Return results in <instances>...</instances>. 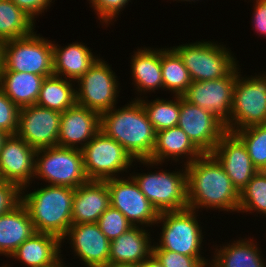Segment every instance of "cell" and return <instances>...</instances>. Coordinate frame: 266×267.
Returning a JSON list of instances; mask_svg holds the SVG:
<instances>
[{
    "label": "cell",
    "instance_id": "obj_5",
    "mask_svg": "<svg viewBox=\"0 0 266 267\" xmlns=\"http://www.w3.org/2000/svg\"><path fill=\"white\" fill-rule=\"evenodd\" d=\"M2 71L34 73L45 77L54 75L52 42L34 32L5 41Z\"/></svg>",
    "mask_w": 266,
    "mask_h": 267
},
{
    "label": "cell",
    "instance_id": "obj_29",
    "mask_svg": "<svg viewBox=\"0 0 266 267\" xmlns=\"http://www.w3.org/2000/svg\"><path fill=\"white\" fill-rule=\"evenodd\" d=\"M247 241V242H246ZM254 241L238 240L232 245L220 247L213 263L217 267H266Z\"/></svg>",
    "mask_w": 266,
    "mask_h": 267
},
{
    "label": "cell",
    "instance_id": "obj_8",
    "mask_svg": "<svg viewBox=\"0 0 266 267\" xmlns=\"http://www.w3.org/2000/svg\"><path fill=\"white\" fill-rule=\"evenodd\" d=\"M195 211H164L159 213L157 223L163 222L160 245L152 250H169L179 254L201 257L202 230L196 220Z\"/></svg>",
    "mask_w": 266,
    "mask_h": 267
},
{
    "label": "cell",
    "instance_id": "obj_32",
    "mask_svg": "<svg viewBox=\"0 0 266 267\" xmlns=\"http://www.w3.org/2000/svg\"><path fill=\"white\" fill-rule=\"evenodd\" d=\"M175 100L156 99L152 102L137 99L143 106L149 121L155 131H162L171 127H176L180 114V96H175Z\"/></svg>",
    "mask_w": 266,
    "mask_h": 267
},
{
    "label": "cell",
    "instance_id": "obj_1",
    "mask_svg": "<svg viewBox=\"0 0 266 267\" xmlns=\"http://www.w3.org/2000/svg\"><path fill=\"white\" fill-rule=\"evenodd\" d=\"M184 168L189 209L201 206L238 212L240 192L212 154H203Z\"/></svg>",
    "mask_w": 266,
    "mask_h": 267
},
{
    "label": "cell",
    "instance_id": "obj_22",
    "mask_svg": "<svg viewBox=\"0 0 266 267\" xmlns=\"http://www.w3.org/2000/svg\"><path fill=\"white\" fill-rule=\"evenodd\" d=\"M34 233L36 230L30 214L20 201L10 211L0 215V254L11 256Z\"/></svg>",
    "mask_w": 266,
    "mask_h": 267
},
{
    "label": "cell",
    "instance_id": "obj_6",
    "mask_svg": "<svg viewBox=\"0 0 266 267\" xmlns=\"http://www.w3.org/2000/svg\"><path fill=\"white\" fill-rule=\"evenodd\" d=\"M182 59L192 81L223 78L237 65L224 46L212 42H196L172 48Z\"/></svg>",
    "mask_w": 266,
    "mask_h": 267
},
{
    "label": "cell",
    "instance_id": "obj_13",
    "mask_svg": "<svg viewBox=\"0 0 266 267\" xmlns=\"http://www.w3.org/2000/svg\"><path fill=\"white\" fill-rule=\"evenodd\" d=\"M177 126L203 154H211L221 137L227 132L225 124L214 114L189 103L182 96H180Z\"/></svg>",
    "mask_w": 266,
    "mask_h": 267
},
{
    "label": "cell",
    "instance_id": "obj_25",
    "mask_svg": "<svg viewBox=\"0 0 266 267\" xmlns=\"http://www.w3.org/2000/svg\"><path fill=\"white\" fill-rule=\"evenodd\" d=\"M52 48L54 75L62 74L65 79L78 80L97 61L91 50L78 42L61 49L52 43Z\"/></svg>",
    "mask_w": 266,
    "mask_h": 267
},
{
    "label": "cell",
    "instance_id": "obj_34",
    "mask_svg": "<svg viewBox=\"0 0 266 267\" xmlns=\"http://www.w3.org/2000/svg\"><path fill=\"white\" fill-rule=\"evenodd\" d=\"M258 211L266 214V171L259 170L240 191L238 212Z\"/></svg>",
    "mask_w": 266,
    "mask_h": 267
},
{
    "label": "cell",
    "instance_id": "obj_14",
    "mask_svg": "<svg viewBox=\"0 0 266 267\" xmlns=\"http://www.w3.org/2000/svg\"><path fill=\"white\" fill-rule=\"evenodd\" d=\"M105 182L110 194V206L119 210L132 226H139L138 223L148 226L157 223L159 212L141 192L132 177L128 180L116 177Z\"/></svg>",
    "mask_w": 266,
    "mask_h": 267
},
{
    "label": "cell",
    "instance_id": "obj_36",
    "mask_svg": "<svg viewBox=\"0 0 266 267\" xmlns=\"http://www.w3.org/2000/svg\"><path fill=\"white\" fill-rule=\"evenodd\" d=\"M152 254L163 267H206L204 257H192L169 250H152Z\"/></svg>",
    "mask_w": 266,
    "mask_h": 267
},
{
    "label": "cell",
    "instance_id": "obj_21",
    "mask_svg": "<svg viewBox=\"0 0 266 267\" xmlns=\"http://www.w3.org/2000/svg\"><path fill=\"white\" fill-rule=\"evenodd\" d=\"M186 155L189 158L184 165H188L203 153L193 144L187 134L178 126L156 132L155 146L149 160H140L141 163L157 165L169 157L178 160L177 157ZM188 155L190 157H188Z\"/></svg>",
    "mask_w": 266,
    "mask_h": 267
},
{
    "label": "cell",
    "instance_id": "obj_46",
    "mask_svg": "<svg viewBox=\"0 0 266 267\" xmlns=\"http://www.w3.org/2000/svg\"><path fill=\"white\" fill-rule=\"evenodd\" d=\"M63 262L60 260V258L55 261L53 264L46 266V267H64V265L62 264ZM67 267V266H65Z\"/></svg>",
    "mask_w": 266,
    "mask_h": 267
},
{
    "label": "cell",
    "instance_id": "obj_12",
    "mask_svg": "<svg viewBox=\"0 0 266 267\" xmlns=\"http://www.w3.org/2000/svg\"><path fill=\"white\" fill-rule=\"evenodd\" d=\"M104 61L97 58V61L89 70L80 77L76 90L77 105L86 107L99 114L111 110L115 106L116 96L118 97V81L116 76Z\"/></svg>",
    "mask_w": 266,
    "mask_h": 267
},
{
    "label": "cell",
    "instance_id": "obj_3",
    "mask_svg": "<svg viewBox=\"0 0 266 267\" xmlns=\"http://www.w3.org/2000/svg\"><path fill=\"white\" fill-rule=\"evenodd\" d=\"M75 189L48 185L21 196L36 232L49 233L65 239L72 225Z\"/></svg>",
    "mask_w": 266,
    "mask_h": 267
},
{
    "label": "cell",
    "instance_id": "obj_47",
    "mask_svg": "<svg viewBox=\"0 0 266 267\" xmlns=\"http://www.w3.org/2000/svg\"><path fill=\"white\" fill-rule=\"evenodd\" d=\"M210 267H217L213 262H212V264L210 263Z\"/></svg>",
    "mask_w": 266,
    "mask_h": 267
},
{
    "label": "cell",
    "instance_id": "obj_43",
    "mask_svg": "<svg viewBox=\"0 0 266 267\" xmlns=\"http://www.w3.org/2000/svg\"><path fill=\"white\" fill-rule=\"evenodd\" d=\"M105 267H143L142 264L110 263Z\"/></svg>",
    "mask_w": 266,
    "mask_h": 267
},
{
    "label": "cell",
    "instance_id": "obj_26",
    "mask_svg": "<svg viewBox=\"0 0 266 267\" xmlns=\"http://www.w3.org/2000/svg\"><path fill=\"white\" fill-rule=\"evenodd\" d=\"M45 76L26 72L1 71L0 89L19 108L35 105Z\"/></svg>",
    "mask_w": 266,
    "mask_h": 267
},
{
    "label": "cell",
    "instance_id": "obj_10",
    "mask_svg": "<svg viewBox=\"0 0 266 267\" xmlns=\"http://www.w3.org/2000/svg\"><path fill=\"white\" fill-rule=\"evenodd\" d=\"M158 172L131 176L141 192L160 212L188 208L187 173Z\"/></svg>",
    "mask_w": 266,
    "mask_h": 267
},
{
    "label": "cell",
    "instance_id": "obj_45",
    "mask_svg": "<svg viewBox=\"0 0 266 267\" xmlns=\"http://www.w3.org/2000/svg\"><path fill=\"white\" fill-rule=\"evenodd\" d=\"M3 45L4 42L0 41V73L2 71V65H3Z\"/></svg>",
    "mask_w": 266,
    "mask_h": 267
},
{
    "label": "cell",
    "instance_id": "obj_28",
    "mask_svg": "<svg viewBox=\"0 0 266 267\" xmlns=\"http://www.w3.org/2000/svg\"><path fill=\"white\" fill-rule=\"evenodd\" d=\"M71 81L56 75L45 77L36 105L60 113L75 106L76 90Z\"/></svg>",
    "mask_w": 266,
    "mask_h": 267
},
{
    "label": "cell",
    "instance_id": "obj_40",
    "mask_svg": "<svg viewBox=\"0 0 266 267\" xmlns=\"http://www.w3.org/2000/svg\"><path fill=\"white\" fill-rule=\"evenodd\" d=\"M17 7L24 11L32 20L35 15L41 14L52 0H11Z\"/></svg>",
    "mask_w": 266,
    "mask_h": 267
},
{
    "label": "cell",
    "instance_id": "obj_18",
    "mask_svg": "<svg viewBox=\"0 0 266 267\" xmlns=\"http://www.w3.org/2000/svg\"><path fill=\"white\" fill-rule=\"evenodd\" d=\"M72 248L87 267H105L109 264L110 241L97 223L72 224L65 235Z\"/></svg>",
    "mask_w": 266,
    "mask_h": 267
},
{
    "label": "cell",
    "instance_id": "obj_9",
    "mask_svg": "<svg viewBox=\"0 0 266 267\" xmlns=\"http://www.w3.org/2000/svg\"><path fill=\"white\" fill-rule=\"evenodd\" d=\"M240 78L242 77L238 73L230 124L226 127L228 132L233 133L239 129L266 124V75Z\"/></svg>",
    "mask_w": 266,
    "mask_h": 267
},
{
    "label": "cell",
    "instance_id": "obj_4",
    "mask_svg": "<svg viewBox=\"0 0 266 267\" xmlns=\"http://www.w3.org/2000/svg\"><path fill=\"white\" fill-rule=\"evenodd\" d=\"M35 157L34 176L43 178L51 183L49 185L76 189L89 181L85 174L81 149L60 146L42 148L36 151Z\"/></svg>",
    "mask_w": 266,
    "mask_h": 267
},
{
    "label": "cell",
    "instance_id": "obj_24",
    "mask_svg": "<svg viewBox=\"0 0 266 267\" xmlns=\"http://www.w3.org/2000/svg\"><path fill=\"white\" fill-rule=\"evenodd\" d=\"M62 240L49 233L36 232L11 255L28 267H46L60 258Z\"/></svg>",
    "mask_w": 266,
    "mask_h": 267
},
{
    "label": "cell",
    "instance_id": "obj_16",
    "mask_svg": "<svg viewBox=\"0 0 266 267\" xmlns=\"http://www.w3.org/2000/svg\"><path fill=\"white\" fill-rule=\"evenodd\" d=\"M36 151L17 134L9 135L0 151V180L25 190L35 174Z\"/></svg>",
    "mask_w": 266,
    "mask_h": 267
},
{
    "label": "cell",
    "instance_id": "obj_33",
    "mask_svg": "<svg viewBox=\"0 0 266 267\" xmlns=\"http://www.w3.org/2000/svg\"><path fill=\"white\" fill-rule=\"evenodd\" d=\"M245 144L253 165L266 171V124L254 125L234 132Z\"/></svg>",
    "mask_w": 266,
    "mask_h": 267
},
{
    "label": "cell",
    "instance_id": "obj_20",
    "mask_svg": "<svg viewBox=\"0 0 266 267\" xmlns=\"http://www.w3.org/2000/svg\"><path fill=\"white\" fill-rule=\"evenodd\" d=\"M110 207V194L105 181H88L75 189L72 224L97 223Z\"/></svg>",
    "mask_w": 266,
    "mask_h": 267
},
{
    "label": "cell",
    "instance_id": "obj_23",
    "mask_svg": "<svg viewBox=\"0 0 266 267\" xmlns=\"http://www.w3.org/2000/svg\"><path fill=\"white\" fill-rule=\"evenodd\" d=\"M142 228L133 226L110 241L109 264H142L152 254L150 235Z\"/></svg>",
    "mask_w": 266,
    "mask_h": 267
},
{
    "label": "cell",
    "instance_id": "obj_27",
    "mask_svg": "<svg viewBox=\"0 0 266 267\" xmlns=\"http://www.w3.org/2000/svg\"><path fill=\"white\" fill-rule=\"evenodd\" d=\"M132 76L137 91H154L163 88L161 49H139L131 59Z\"/></svg>",
    "mask_w": 266,
    "mask_h": 267
},
{
    "label": "cell",
    "instance_id": "obj_2",
    "mask_svg": "<svg viewBox=\"0 0 266 267\" xmlns=\"http://www.w3.org/2000/svg\"><path fill=\"white\" fill-rule=\"evenodd\" d=\"M100 130L123 146L134 160H149L152 155L156 131L138 100L100 114Z\"/></svg>",
    "mask_w": 266,
    "mask_h": 267
},
{
    "label": "cell",
    "instance_id": "obj_44",
    "mask_svg": "<svg viewBox=\"0 0 266 267\" xmlns=\"http://www.w3.org/2000/svg\"><path fill=\"white\" fill-rule=\"evenodd\" d=\"M9 135L10 134L0 130V151L2 149V146L4 145V142L6 141Z\"/></svg>",
    "mask_w": 266,
    "mask_h": 267
},
{
    "label": "cell",
    "instance_id": "obj_19",
    "mask_svg": "<svg viewBox=\"0 0 266 267\" xmlns=\"http://www.w3.org/2000/svg\"><path fill=\"white\" fill-rule=\"evenodd\" d=\"M99 130L100 114L76 104L61 113L57 146L82 149Z\"/></svg>",
    "mask_w": 266,
    "mask_h": 267
},
{
    "label": "cell",
    "instance_id": "obj_11",
    "mask_svg": "<svg viewBox=\"0 0 266 267\" xmlns=\"http://www.w3.org/2000/svg\"><path fill=\"white\" fill-rule=\"evenodd\" d=\"M238 67L223 78L210 81H192L182 98L214 114L227 127L233 105Z\"/></svg>",
    "mask_w": 266,
    "mask_h": 267
},
{
    "label": "cell",
    "instance_id": "obj_30",
    "mask_svg": "<svg viewBox=\"0 0 266 267\" xmlns=\"http://www.w3.org/2000/svg\"><path fill=\"white\" fill-rule=\"evenodd\" d=\"M33 26L34 21L11 0H0V41L31 35Z\"/></svg>",
    "mask_w": 266,
    "mask_h": 267
},
{
    "label": "cell",
    "instance_id": "obj_17",
    "mask_svg": "<svg viewBox=\"0 0 266 267\" xmlns=\"http://www.w3.org/2000/svg\"><path fill=\"white\" fill-rule=\"evenodd\" d=\"M223 166L233 185L240 192L258 169L253 165L242 140L233 132H226L211 153Z\"/></svg>",
    "mask_w": 266,
    "mask_h": 267
},
{
    "label": "cell",
    "instance_id": "obj_31",
    "mask_svg": "<svg viewBox=\"0 0 266 267\" xmlns=\"http://www.w3.org/2000/svg\"><path fill=\"white\" fill-rule=\"evenodd\" d=\"M163 88L182 96L192 83L190 74L180 56L173 49H161Z\"/></svg>",
    "mask_w": 266,
    "mask_h": 267
},
{
    "label": "cell",
    "instance_id": "obj_39",
    "mask_svg": "<svg viewBox=\"0 0 266 267\" xmlns=\"http://www.w3.org/2000/svg\"><path fill=\"white\" fill-rule=\"evenodd\" d=\"M129 0H90L94 10L97 11L98 17L108 24L128 3ZM111 20V21H110Z\"/></svg>",
    "mask_w": 266,
    "mask_h": 267
},
{
    "label": "cell",
    "instance_id": "obj_38",
    "mask_svg": "<svg viewBox=\"0 0 266 267\" xmlns=\"http://www.w3.org/2000/svg\"><path fill=\"white\" fill-rule=\"evenodd\" d=\"M21 190L13 183L0 180V215L10 211L21 201Z\"/></svg>",
    "mask_w": 266,
    "mask_h": 267
},
{
    "label": "cell",
    "instance_id": "obj_37",
    "mask_svg": "<svg viewBox=\"0 0 266 267\" xmlns=\"http://www.w3.org/2000/svg\"><path fill=\"white\" fill-rule=\"evenodd\" d=\"M20 108L0 89V130L13 135L18 130Z\"/></svg>",
    "mask_w": 266,
    "mask_h": 267
},
{
    "label": "cell",
    "instance_id": "obj_35",
    "mask_svg": "<svg viewBox=\"0 0 266 267\" xmlns=\"http://www.w3.org/2000/svg\"><path fill=\"white\" fill-rule=\"evenodd\" d=\"M97 224L109 241L118 238L133 227L128 219L112 206L104 211L98 219Z\"/></svg>",
    "mask_w": 266,
    "mask_h": 267
},
{
    "label": "cell",
    "instance_id": "obj_7",
    "mask_svg": "<svg viewBox=\"0 0 266 267\" xmlns=\"http://www.w3.org/2000/svg\"><path fill=\"white\" fill-rule=\"evenodd\" d=\"M81 152L85 174L89 181L116 178L115 173L125 171L135 161L123 146L101 130L81 149Z\"/></svg>",
    "mask_w": 266,
    "mask_h": 267
},
{
    "label": "cell",
    "instance_id": "obj_41",
    "mask_svg": "<svg viewBox=\"0 0 266 267\" xmlns=\"http://www.w3.org/2000/svg\"><path fill=\"white\" fill-rule=\"evenodd\" d=\"M253 25L257 31L266 36V0H256Z\"/></svg>",
    "mask_w": 266,
    "mask_h": 267
},
{
    "label": "cell",
    "instance_id": "obj_42",
    "mask_svg": "<svg viewBox=\"0 0 266 267\" xmlns=\"http://www.w3.org/2000/svg\"><path fill=\"white\" fill-rule=\"evenodd\" d=\"M143 267H163L162 264L158 261V259L151 254L143 263Z\"/></svg>",
    "mask_w": 266,
    "mask_h": 267
},
{
    "label": "cell",
    "instance_id": "obj_15",
    "mask_svg": "<svg viewBox=\"0 0 266 267\" xmlns=\"http://www.w3.org/2000/svg\"><path fill=\"white\" fill-rule=\"evenodd\" d=\"M61 113L38 105L19 110L17 135L36 150L57 146Z\"/></svg>",
    "mask_w": 266,
    "mask_h": 267
}]
</instances>
